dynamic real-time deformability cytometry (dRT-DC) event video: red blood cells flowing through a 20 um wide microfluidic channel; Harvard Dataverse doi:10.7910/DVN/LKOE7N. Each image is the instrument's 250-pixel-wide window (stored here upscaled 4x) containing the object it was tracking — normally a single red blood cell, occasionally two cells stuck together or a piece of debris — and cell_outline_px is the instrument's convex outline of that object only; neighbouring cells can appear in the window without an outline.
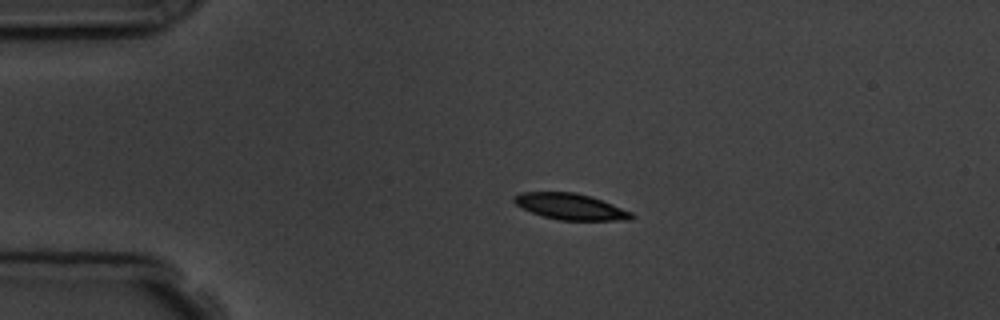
{"species": "common noctule bat (a hibernating species)", "species_latin": "Nyctalus noctula", "temperature_condition": "room temperature", "stored_images_in_passage": 4, "camera_frame_rate_fps": 3000, "um_per_image_px": 0.085, "animal": {"sex": "male", "body_mass_g": 19.5, "forearm_length_mm": 54.6}, "frame": {"image": 1, "passage_image": 2, "time_ms": 2.333, "image_size_px": [1000, 320], "cell_outline_px": [[636, 216], [632, 220], [560, 220], [544, 216], [532, 212], [516, 204], [512, 200], [512, 196], [520, 192], [576, 192], [612, 204], [632, 212]], "centroid_in_image_um": [48.49, 17.56], "position_along_channel_um": 36.5, "area_um2": 17.74}}
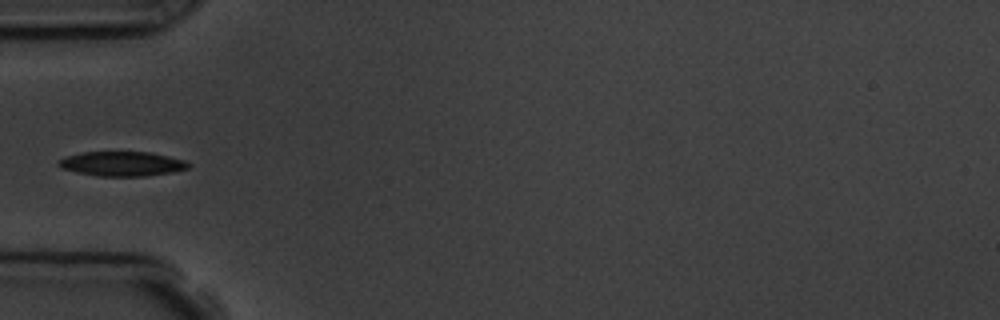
{"frame": {"image": 2, "passage_image": 4, "time_ms": 4.333, "image_size_px": [1000, 320], "cell_outline_px": [[192, 164], [188, 168], [172, 172], [144, 176], [96, 176], [64, 168], [56, 164], [64, 156], [80, 152], [152, 152], [184, 160]], "centroid_in_image_um": [10.39, 13.91], "position_along_channel_um": 74.6, "area_um2": 18.5}}